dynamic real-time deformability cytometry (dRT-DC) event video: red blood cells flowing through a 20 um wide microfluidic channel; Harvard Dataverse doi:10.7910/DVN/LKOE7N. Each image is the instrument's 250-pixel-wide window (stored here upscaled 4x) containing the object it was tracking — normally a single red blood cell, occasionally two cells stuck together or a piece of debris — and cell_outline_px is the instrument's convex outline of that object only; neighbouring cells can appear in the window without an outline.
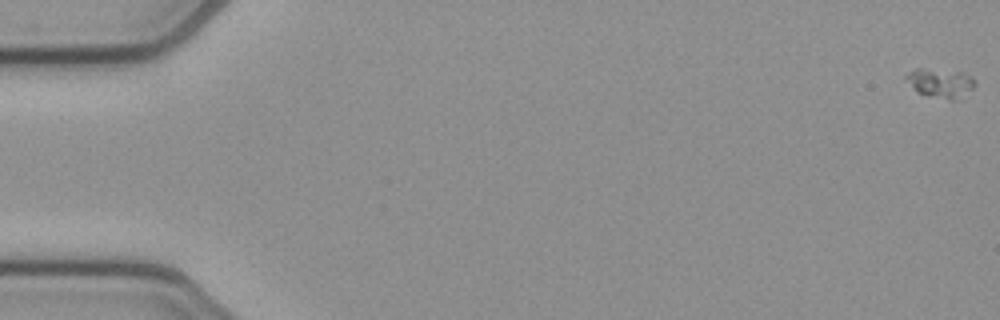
{"species": "common noctule bat (a hibernating species)", "species_latin": "Nyctalus noctula", "temperature_condition": "cold", "stored_images_in_passage": 18, "camera_frame_rate_fps": 3000, "um_per_image_px": 0.085, "animal": {"sex": "female", "body_mass_g": 21.9}, "frame": {"image": 1, "passage_image": 1, "time_ms": 0.0, "image_size_px": [1000, 320], "cell_outline_px": [[976, 84], [960, 100], [948, 100], [916, 92], [904, 76], [908, 72], [916, 68], [920, 68], [964, 72], [972, 76], [976, 80]], "centroid_in_image_um": [79.98, 7.06], "position_along_channel_um": 5.0, "area_um2": 11.85}}
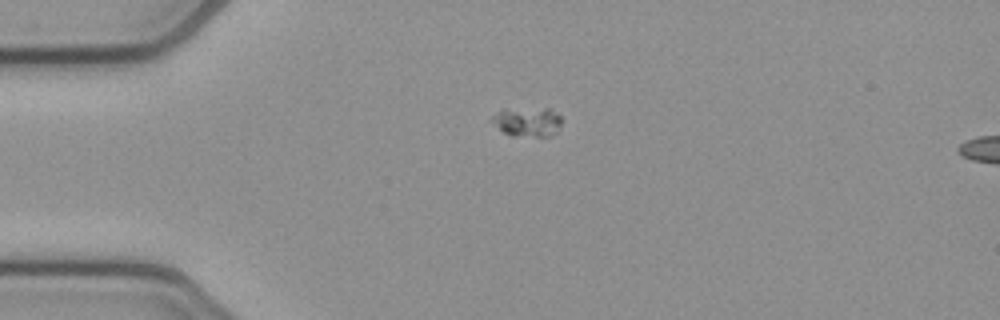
{"frame": {"image": 2, "passage_image": 14, "time_ms": 4.333, "image_size_px": [1000, 320], "cell_outline_px": [[560, 124], [556, 132], [552, 136], [512, 136], [504, 132], [492, 120], [492, 116], [504, 108], [548, 108], [560, 116]], "centroid_in_image_um": [44.84, 10.34], "position_along_channel_um": 40.2, "area_um2": 11.79}}